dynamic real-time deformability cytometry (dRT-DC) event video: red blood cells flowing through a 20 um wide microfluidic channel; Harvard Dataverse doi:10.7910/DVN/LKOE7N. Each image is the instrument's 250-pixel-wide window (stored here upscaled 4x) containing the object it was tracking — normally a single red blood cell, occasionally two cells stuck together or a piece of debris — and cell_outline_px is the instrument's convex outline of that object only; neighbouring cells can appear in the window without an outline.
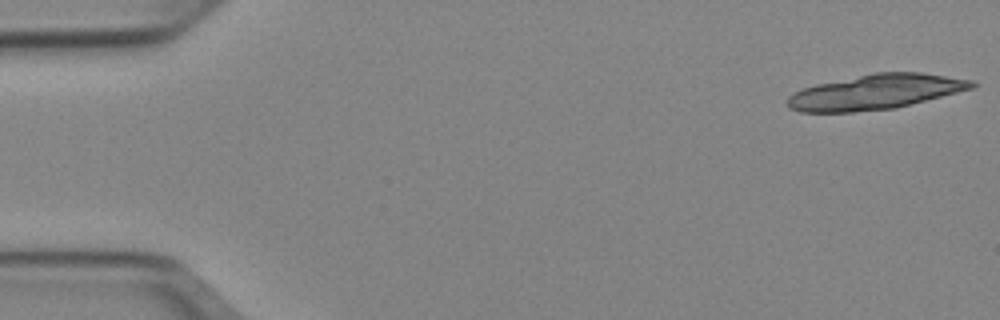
{"species": "Egyptian fruit bat (a non-hibernating species)", "species_latin": "Rousettus aegyptiacus", "temperature_condition": "cold", "stored_images_in_passage": 18, "camera_frame_rate_fps": 3000, "um_per_image_px": 0.085, "animal": {"sex": "female"}, "frame": {"image": 1, "passage_image": 1, "time_ms": 0.0, "image_size_px": [1000, 320], "cell_outline_px": [[976, 84], [972, 88], [896, 108], [852, 112], [800, 112], [788, 108], [784, 104], [788, 96], [792, 92], [816, 84], [876, 72], [920, 72], [976, 80]], "centroid_in_image_um": [74.37, 7.82], "position_along_channel_um": 10.6, "area_um2": 37.63}}